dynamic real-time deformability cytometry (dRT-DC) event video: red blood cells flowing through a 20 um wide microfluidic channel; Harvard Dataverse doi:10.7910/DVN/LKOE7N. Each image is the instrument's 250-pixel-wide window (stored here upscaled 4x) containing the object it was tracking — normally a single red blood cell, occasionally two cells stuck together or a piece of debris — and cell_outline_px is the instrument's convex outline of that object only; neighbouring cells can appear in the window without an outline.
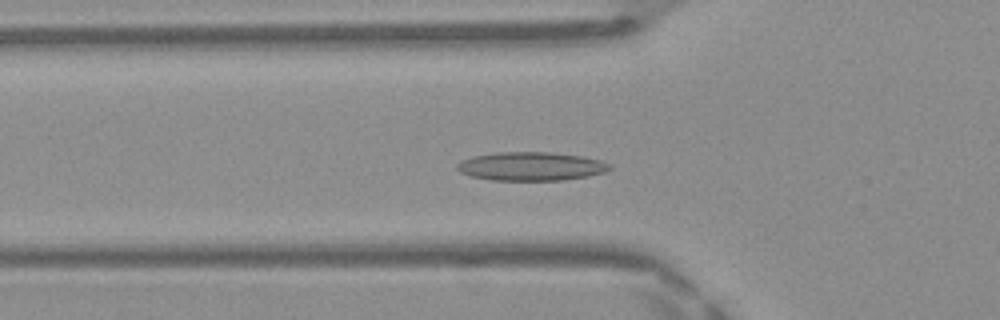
{"species": "Egyptian fruit bat (a non-hibernating species)", "species_latin": "Rousettus aegyptiacus", "temperature_condition": "warm", "stored_images_in_passage": 49, "camera_frame_rate_fps": 3000, "um_per_image_px": 0.085, "frame": {"image": 1, "passage_image": 16, "time_ms": 5.0, "image_size_px": [1000, 320], "cell_outline_px": [[612, 168], [604, 172], [588, 176], [564, 180], [492, 180], [472, 176], [460, 172], [456, 168], [456, 164], [460, 160], [472, 156], [496, 152], [548, 152], [580, 156], [600, 160], [612, 164]], "centroid_in_image_um": [45.12, 14.13], "position_along_channel_um": 80.7, "area_um2": 25.49}}
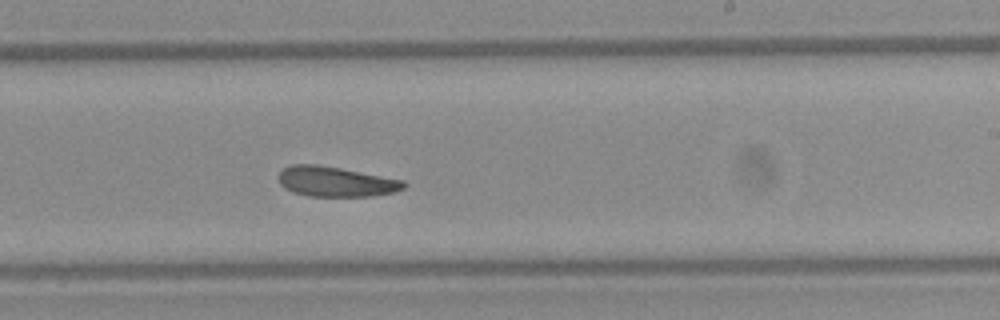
{"frame": {"image": 2, "passage_image": 29, "time_ms": 9.333, "image_size_px": [1000, 320], "cell_outline_px": [[408, 184], [404, 188], [392, 192], [372, 196], [308, 196], [292, 192], [284, 188], [280, 184], [280, 172], [284, 168], [292, 164], [320, 164], [404, 180]], "centroid_in_image_um": [28.54, 15.43], "position_along_channel_um": 260.5, "area_um2": 21.96}}
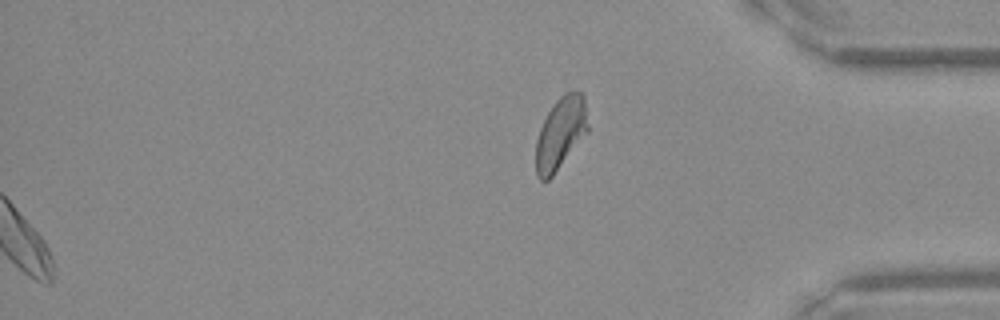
{"frame": {"image": 3, "passage_image": 49, "time_ms": 16.0, "image_size_px": [1000, 320], "cell_outline_px": [[588, 132], [552, 176], [548, 180], [540, 180], [536, 176], [536, 140], [540, 128], [552, 104], [564, 92], [580, 92], [584, 96], [588, 124]], "centroid_in_image_um": [47.64, 11.32], "position_along_channel_um": 387.6, "area_um2": 21.79}, "authors_computed_cell_mechanics": {"area_um2": 23.0622, "velocity_mm_per_s": 4.1342, "shape_relaxation_time_tau1_ms": 6.5604, "shape_relaxation_time_tau2_ms": null, "deformation_change_tau1": 0.1289, "deformation_change_tau2": null}}